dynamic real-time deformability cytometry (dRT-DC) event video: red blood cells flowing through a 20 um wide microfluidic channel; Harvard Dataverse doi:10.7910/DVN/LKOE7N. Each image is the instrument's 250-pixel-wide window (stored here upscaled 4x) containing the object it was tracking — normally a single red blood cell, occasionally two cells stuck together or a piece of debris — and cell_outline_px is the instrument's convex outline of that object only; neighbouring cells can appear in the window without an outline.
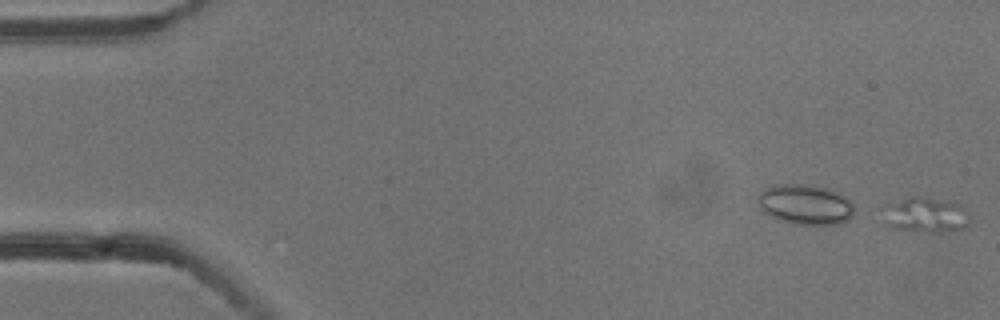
{"species": "common noctule bat (a hibernating species)", "species_latin": "Nyctalus noctula", "temperature_condition": "cold", "stored_images_in_passage": 7, "camera_frame_rate_fps": 3000, "um_per_image_px": 0.085, "animal": {"sex": "male", "body_mass_g": 13.3}, "frame": {"image": 1, "passage_image": 1, "time_ms": 0.0, "image_size_px": [1000, 320], "cell_outline_px": [[968, 224], [964, 228], [940, 232], [924, 232], [892, 228], [884, 224], [880, 208], [880, 204], [912, 196], [920, 196], [956, 200], [968, 216]], "centroid_in_image_um": [78.55, 18.23], "position_along_channel_um": 6.4, "area_um2": 18.61}}